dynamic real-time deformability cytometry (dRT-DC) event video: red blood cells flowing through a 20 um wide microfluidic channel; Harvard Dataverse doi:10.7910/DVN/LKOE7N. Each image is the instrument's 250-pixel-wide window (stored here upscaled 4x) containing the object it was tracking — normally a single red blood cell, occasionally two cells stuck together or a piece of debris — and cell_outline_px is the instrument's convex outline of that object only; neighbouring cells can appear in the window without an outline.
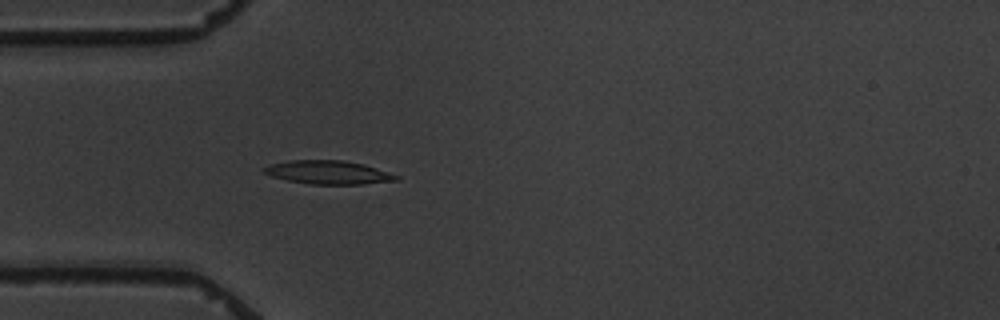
{"species": "common noctule bat (a hibernating species)", "species_latin": "Nyctalus noctula", "temperature_condition": "warm", "stored_images_in_passage": 5, "camera_frame_rate_fps": 3000, "um_per_image_px": 0.085, "animal": {"sex": "male", "body_mass_g": 19.5, "forearm_length_mm": 54.6}, "frame": {"image": 1, "passage_image": 5, "time_ms": 4.667, "image_size_px": [1000, 320], "cell_outline_px": [[400, 180], [364, 184], [312, 184], [288, 180], [272, 176], [264, 172], [260, 168], [268, 164], [288, 160], [344, 160], [364, 164], [400, 176]], "centroid_in_image_um": [27.9, 14.64], "position_along_channel_um": 57.1, "area_um2": 18.21}}